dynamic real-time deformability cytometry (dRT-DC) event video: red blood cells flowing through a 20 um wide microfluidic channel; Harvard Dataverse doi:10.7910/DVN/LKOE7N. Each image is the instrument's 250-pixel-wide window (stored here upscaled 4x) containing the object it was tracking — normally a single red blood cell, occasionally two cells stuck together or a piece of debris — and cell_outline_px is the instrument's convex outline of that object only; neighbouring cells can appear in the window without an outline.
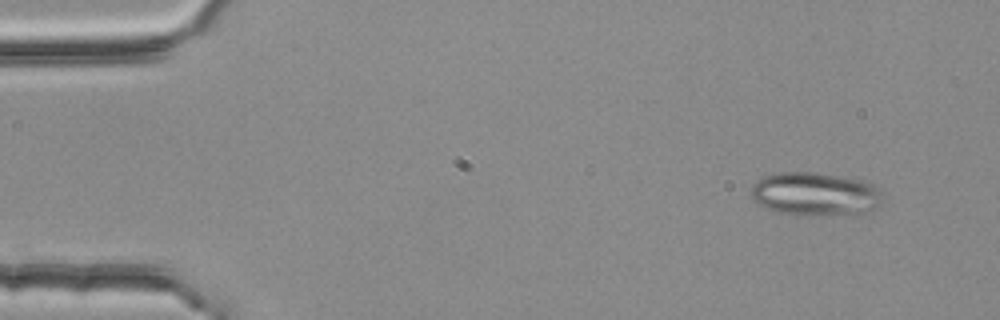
{"species": "common noctule bat (a hibernating species)", "species_latin": "Nyctalus noctula", "temperature_condition": "room temperature", "stored_images_in_passage": 25, "camera_frame_rate_fps": 3000, "um_per_image_px": 0.085, "animal": {"sex": "female", "body_mass_g": 25.1}, "frame": {"image": 1, "passage_image": 1, "time_ms": 0.0, "image_size_px": [1000, 320], "cell_outline_px": [[880, 204], [876, 208], [868, 212], [800, 216], [796, 216], [776, 212], [760, 204], [752, 196], [752, 184], [756, 180], [764, 176], [780, 172], [812, 172], [864, 180], [872, 184], [876, 188], [880, 200]], "centroid_in_image_um": [69.24, 16.49], "position_along_channel_um": 15.8, "area_um2": 32.95}}
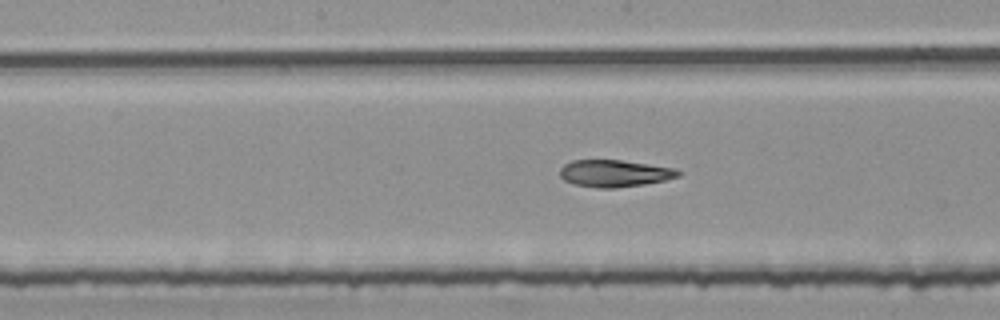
{"frame": {"image": 2, "passage_image": 24, "time_ms": 7.667, "image_size_px": [1000, 320], "cell_outline_px": [[684, 172], [680, 176], [664, 180], [644, 184], [612, 188], [596, 188], [572, 184], [564, 180], [560, 176], [560, 168], [564, 164], [572, 160], [620, 160], [676, 168]], "centroid_in_image_um": [52.24, 14.73], "position_along_channel_um": 196.0, "area_um2": 18.73}}